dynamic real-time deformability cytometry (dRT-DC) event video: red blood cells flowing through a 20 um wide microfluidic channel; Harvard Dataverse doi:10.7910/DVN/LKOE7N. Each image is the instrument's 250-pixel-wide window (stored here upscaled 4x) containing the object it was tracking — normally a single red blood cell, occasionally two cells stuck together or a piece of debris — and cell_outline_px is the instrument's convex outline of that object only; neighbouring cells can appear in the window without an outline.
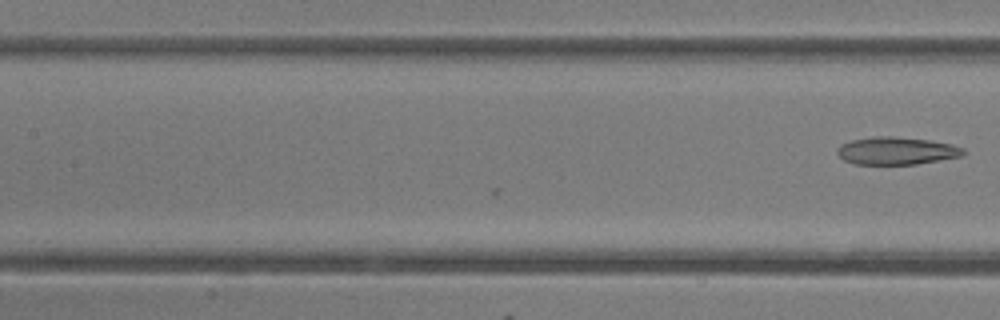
{"species": "common noctule bat (a hibernating species)", "species_latin": "Nyctalus noctula", "temperature_condition": "room temperature", "stored_images_in_passage": 20, "camera_frame_rate_fps": 3000, "um_per_image_px": 0.085, "animal": {"sex": "female"}, "frame": {"image": 1, "passage_image": 20, "time_ms": 6.333, "image_size_px": [1000, 320], "cell_outline_px": [[964, 152], [960, 156], [916, 164], [856, 164], [844, 160], [836, 152], [836, 148], [840, 144], [852, 140], [872, 136], [892, 136], [928, 140], [952, 144], [964, 148]], "centroid_in_image_um": [76.15, 12.81], "position_along_channel_um": 131.2, "area_um2": 20.17}}